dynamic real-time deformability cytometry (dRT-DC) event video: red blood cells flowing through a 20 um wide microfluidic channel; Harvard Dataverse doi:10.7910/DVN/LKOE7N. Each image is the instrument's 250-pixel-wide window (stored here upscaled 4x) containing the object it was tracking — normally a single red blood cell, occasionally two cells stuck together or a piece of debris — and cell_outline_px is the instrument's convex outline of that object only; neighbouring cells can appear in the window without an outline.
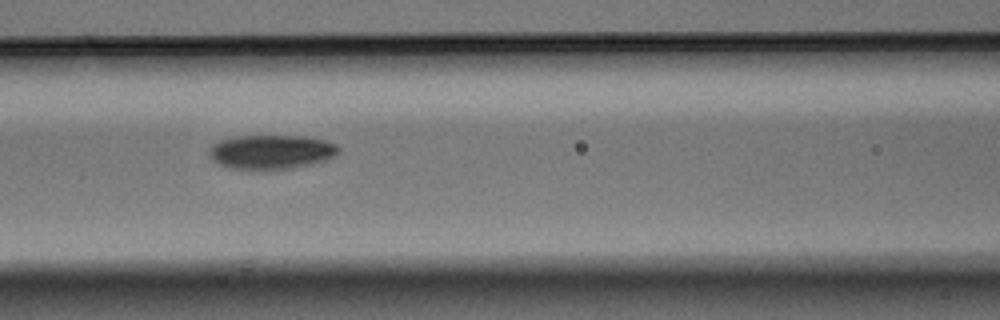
{"species": "Egyptian fruit bat (a non-hibernating species)", "species_latin": "Rousettus aegyptiacus", "temperature_condition": "warm", "stored_images_in_passage": 9, "camera_frame_rate_fps": 3000, "um_per_image_px": 0.085, "animal": {"sex": "male"}, "frame": {"image": 1, "passage_image": 6, "time_ms": 1.667, "image_size_px": [1000, 320], "cell_outline_px": [[340, 152], [324, 160], [288, 168], [252, 172], [248, 172], [228, 168], [212, 160], [208, 156], [208, 152], [212, 144], [220, 140], [236, 136], [304, 136], [324, 140], [336, 144], [340, 148]], "centroid_in_image_um": [22.96, 12.94], "position_along_channel_um": 143.6, "area_um2": 26.24}}
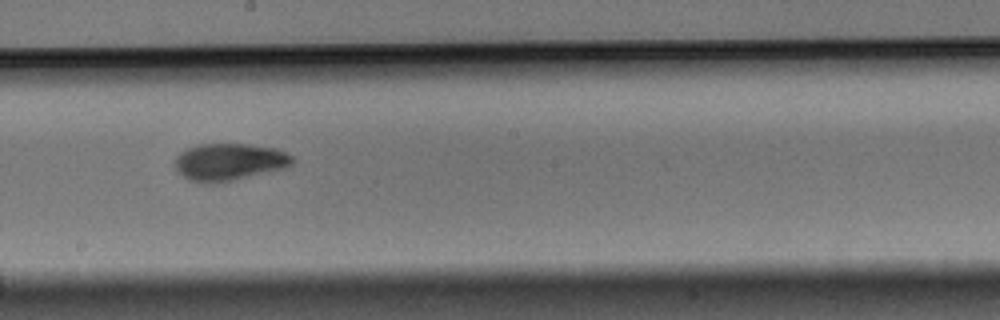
{"frame": {"image": 2, "passage_image": 8, "time_ms": 2.333, "image_size_px": [1000, 320], "cell_outline_px": [[296, 160], [292, 164], [284, 168], [232, 180], [204, 184], [188, 180], [176, 168], [176, 156], [180, 152], [188, 148], [200, 144], [248, 144], [276, 148], [292, 156]], "centroid_in_image_um": [19.49, 13.75], "position_along_channel_um": 228.7, "area_um2": 25.2}}
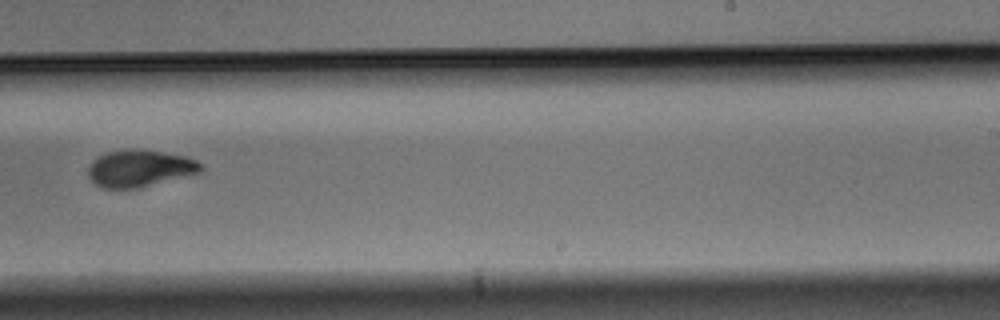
{"frame": {"image": 3, "passage_image": 9, "time_ms": 2.667, "image_size_px": [1000, 320], "cell_outline_px": [[204, 168], [200, 172], [140, 188], [104, 188], [96, 184], [88, 176], [88, 168], [92, 160], [96, 156], [108, 152], [160, 152], [184, 156], [196, 160]], "centroid_in_image_um": [11.86, 14.36], "position_along_channel_um": 277.1, "area_um2": 23.35}}